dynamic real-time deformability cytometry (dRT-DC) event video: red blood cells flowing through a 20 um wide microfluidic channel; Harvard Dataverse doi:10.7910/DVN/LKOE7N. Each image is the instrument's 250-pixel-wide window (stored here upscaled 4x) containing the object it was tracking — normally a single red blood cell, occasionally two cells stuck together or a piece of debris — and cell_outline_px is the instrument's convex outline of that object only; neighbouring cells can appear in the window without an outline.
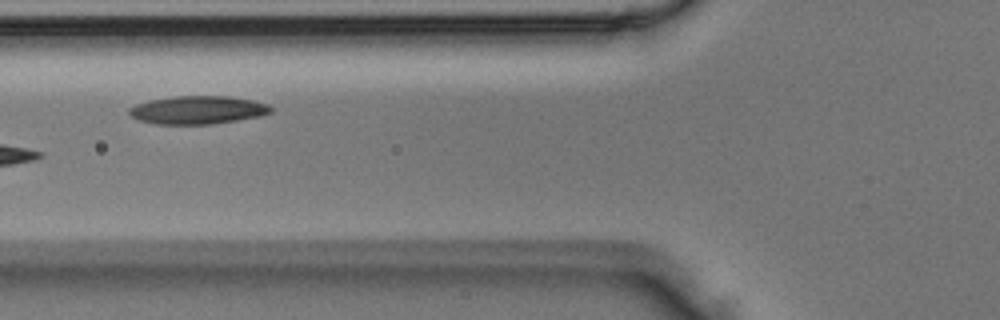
{"species": "Egyptian fruit bat (a non-hibernating species)", "species_latin": "Rousettus aegyptiacus", "temperature_condition": "room temperature", "stored_images_in_passage": 6, "camera_frame_rate_fps": 3000, "um_per_image_px": 0.085, "animal": {"sex": "male"}, "frame": {"image": 1, "passage_image": 5, "time_ms": 1.333, "image_size_px": [1000, 320], "cell_outline_px": [[272, 112], [260, 116], [212, 124], [156, 124], [140, 120], [132, 116], [128, 112], [128, 108], [136, 104], [148, 100], [176, 96], [228, 96], [252, 100], [268, 104], [272, 108]], "centroid_in_image_um": [16.8, 9.34], "position_along_channel_um": 109.0, "area_um2": 23.18}}
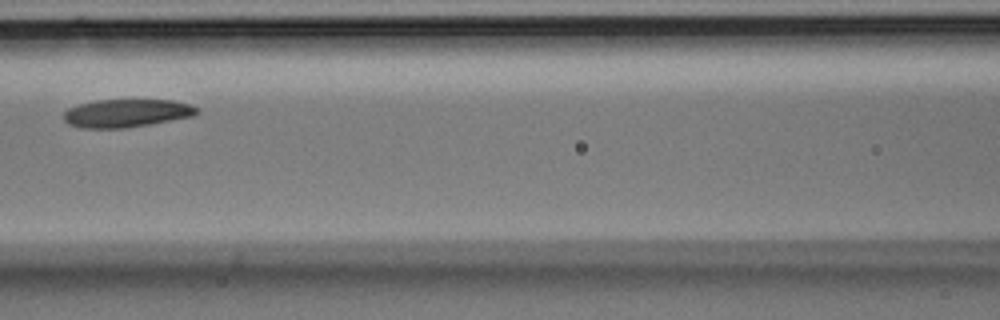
{"frame": {"image": 2, "passage_image": 6, "time_ms": 1.667, "image_size_px": [1000, 320], "cell_outline_px": [[200, 112], [192, 116], [128, 128], [80, 128], [68, 124], [64, 120], [64, 112], [68, 108], [80, 104], [96, 100], [172, 100], [192, 104], [200, 108]], "centroid_in_image_um": [10.78, 9.62], "position_along_channel_um": 155.8, "area_um2": 21.91}}